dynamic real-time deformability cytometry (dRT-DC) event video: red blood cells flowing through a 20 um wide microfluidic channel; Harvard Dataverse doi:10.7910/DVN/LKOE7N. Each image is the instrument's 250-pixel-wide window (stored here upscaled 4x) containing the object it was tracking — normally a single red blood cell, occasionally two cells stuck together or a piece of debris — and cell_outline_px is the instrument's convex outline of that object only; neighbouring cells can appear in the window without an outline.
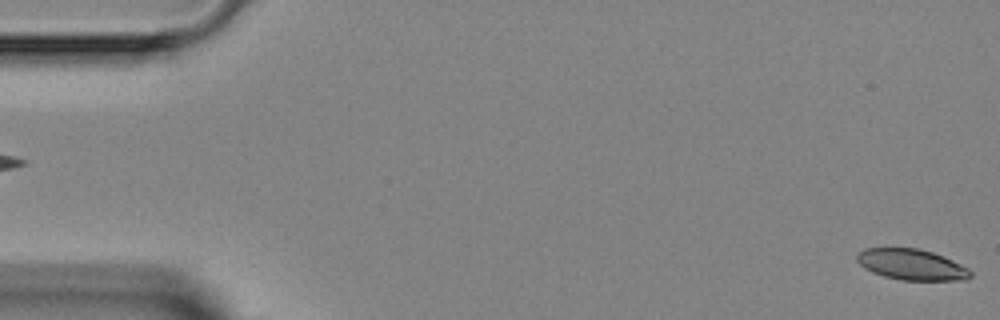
{"species": "Egyptian fruit bat (a non-hibernating species)", "species_latin": "Rousettus aegyptiacus", "temperature_condition": "room temperature", "stored_images_in_passage": 4, "segment_of_instrument_passage": [2, 2], "camera_frame_rate_fps": 3000, "um_per_image_px": 0.085, "animal": {"sex": "female"}, "frame": {"image": 1, "passage_image": 4, "time_ms": 3.333, "image_size_px": [1000, 320], "cell_outline_px": [[972, 276], [968, 280], [900, 280], [884, 276], [872, 272], [864, 268], [856, 260], [856, 256], [864, 248], [920, 248], [932, 252], [952, 260], [968, 268], [972, 272]], "centroid_in_image_um": [77.49, 22.49], "position_along_channel_um": 7.5, "area_um2": 20.46}}